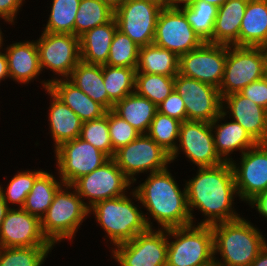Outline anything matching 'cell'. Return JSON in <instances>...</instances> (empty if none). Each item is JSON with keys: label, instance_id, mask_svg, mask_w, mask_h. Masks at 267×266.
<instances>
[{"label": "cell", "instance_id": "cell-29", "mask_svg": "<svg viewBox=\"0 0 267 266\" xmlns=\"http://www.w3.org/2000/svg\"><path fill=\"white\" fill-rule=\"evenodd\" d=\"M179 62L180 57L174 52L150 44L139 48L136 72L175 77Z\"/></svg>", "mask_w": 267, "mask_h": 266}, {"label": "cell", "instance_id": "cell-3", "mask_svg": "<svg viewBox=\"0 0 267 266\" xmlns=\"http://www.w3.org/2000/svg\"><path fill=\"white\" fill-rule=\"evenodd\" d=\"M211 228L215 266H251L267 244L261 229L244 217L217 223Z\"/></svg>", "mask_w": 267, "mask_h": 266}, {"label": "cell", "instance_id": "cell-55", "mask_svg": "<svg viewBox=\"0 0 267 266\" xmlns=\"http://www.w3.org/2000/svg\"><path fill=\"white\" fill-rule=\"evenodd\" d=\"M157 2L158 4L162 5L163 7L170 5V0H151Z\"/></svg>", "mask_w": 267, "mask_h": 266}, {"label": "cell", "instance_id": "cell-44", "mask_svg": "<svg viewBox=\"0 0 267 266\" xmlns=\"http://www.w3.org/2000/svg\"><path fill=\"white\" fill-rule=\"evenodd\" d=\"M241 95L249 98L267 110V78L263 77L260 80L252 82L245 86L240 92Z\"/></svg>", "mask_w": 267, "mask_h": 266}, {"label": "cell", "instance_id": "cell-22", "mask_svg": "<svg viewBox=\"0 0 267 266\" xmlns=\"http://www.w3.org/2000/svg\"><path fill=\"white\" fill-rule=\"evenodd\" d=\"M227 115L223 112L211 122L216 153L224 162L233 160L234 151H240L242 155L247 149L255 146L257 142L237 122H226ZM222 120L224 123H222ZM231 155V156H230Z\"/></svg>", "mask_w": 267, "mask_h": 266}, {"label": "cell", "instance_id": "cell-13", "mask_svg": "<svg viewBox=\"0 0 267 266\" xmlns=\"http://www.w3.org/2000/svg\"><path fill=\"white\" fill-rule=\"evenodd\" d=\"M203 43L179 7L169 5L161 9L153 44L180 57L199 48Z\"/></svg>", "mask_w": 267, "mask_h": 266}, {"label": "cell", "instance_id": "cell-33", "mask_svg": "<svg viewBox=\"0 0 267 266\" xmlns=\"http://www.w3.org/2000/svg\"><path fill=\"white\" fill-rule=\"evenodd\" d=\"M188 22L203 42L212 43V35L218 7L203 0L179 6Z\"/></svg>", "mask_w": 267, "mask_h": 266}, {"label": "cell", "instance_id": "cell-25", "mask_svg": "<svg viewBox=\"0 0 267 266\" xmlns=\"http://www.w3.org/2000/svg\"><path fill=\"white\" fill-rule=\"evenodd\" d=\"M248 0H227L218 8L212 44L239 46L240 25Z\"/></svg>", "mask_w": 267, "mask_h": 266}, {"label": "cell", "instance_id": "cell-27", "mask_svg": "<svg viewBox=\"0 0 267 266\" xmlns=\"http://www.w3.org/2000/svg\"><path fill=\"white\" fill-rule=\"evenodd\" d=\"M267 43V0H248L240 25L239 46Z\"/></svg>", "mask_w": 267, "mask_h": 266}, {"label": "cell", "instance_id": "cell-30", "mask_svg": "<svg viewBox=\"0 0 267 266\" xmlns=\"http://www.w3.org/2000/svg\"><path fill=\"white\" fill-rule=\"evenodd\" d=\"M67 79L108 111V94L104 85L103 65L80 61Z\"/></svg>", "mask_w": 267, "mask_h": 266}, {"label": "cell", "instance_id": "cell-11", "mask_svg": "<svg viewBox=\"0 0 267 266\" xmlns=\"http://www.w3.org/2000/svg\"><path fill=\"white\" fill-rule=\"evenodd\" d=\"M263 77V58L259 47L227 45L224 75L219 86L221 98L240 92Z\"/></svg>", "mask_w": 267, "mask_h": 266}, {"label": "cell", "instance_id": "cell-21", "mask_svg": "<svg viewBox=\"0 0 267 266\" xmlns=\"http://www.w3.org/2000/svg\"><path fill=\"white\" fill-rule=\"evenodd\" d=\"M24 41V42H23ZM5 46L9 76L18 84L33 82L42 74L39 51L35 40H23Z\"/></svg>", "mask_w": 267, "mask_h": 266}, {"label": "cell", "instance_id": "cell-28", "mask_svg": "<svg viewBox=\"0 0 267 266\" xmlns=\"http://www.w3.org/2000/svg\"><path fill=\"white\" fill-rule=\"evenodd\" d=\"M112 110L141 134H147L151 122L158 111L153 102L138 95L136 92L118 101Z\"/></svg>", "mask_w": 267, "mask_h": 266}, {"label": "cell", "instance_id": "cell-7", "mask_svg": "<svg viewBox=\"0 0 267 266\" xmlns=\"http://www.w3.org/2000/svg\"><path fill=\"white\" fill-rule=\"evenodd\" d=\"M35 41L42 71L50 70L54 75L49 80L40 81L43 89L46 90L49 89L50 82L67 79L81 61L80 38L74 34L42 32L39 39Z\"/></svg>", "mask_w": 267, "mask_h": 266}, {"label": "cell", "instance_id": "cell-16", "mask_svg": "<svg viewBox=\"0 0 267 266\" xmlns=\"http://www.w3.org/2000/svg\"><path fill=\"white\" fill-rule=\"evenodd\" d=\"M174 90L182 96L186 120L211 123L222 112L219 89L196 79L177 74Z\"/></svg>", "mask_w": 267, "mask_h": 266}, {"label": "cell", "instance_id": "cell-53", "mask_svg": "<svg viewBox=\"0 0 267 266\" xmlns=\"http://www.w3.org/2000/svg\"><path fill=\"white\" fill-rule=\"evenodd\" d=\"M0 19H3L4 20V22H6V24L8 23V24H12L8 19H6V18H3V17H0ZM1 26V25H0ZM2 28L0 27V50H3V46H4V42L5 41H3L4 40V38H3V32H2V30H1Z\"/></svg>", "mask_w": 267, "mask_h": 266}, {"label": "cell", "instance_id": "cell-45", "mask_svg": "<svg viewBox=\"0 0 267 266\" xmlns=\"http://www.w3.org/2000/svg\"><path fill=\"white\" fill-rule=\"evenodd\" d=\"M25 0H0V17L8 19L12 25H15L19 10Z\"/></svg>", "mask_w": 267, "mask_h": 266}, {"label": "cell", "instance_id": "cell-5", "mask_svg": "<svg viewBox=\"0 0 267 266\" xmlns=\"http://www.w3.org/2000/svg\"><path fill=\"white\" fill-rule=\"evenodd\" d=\"M87 217L89 208L76 189L72 185L63 184L55 193L46 214L41 218V230L54 247L63 240L73 242Z\"/></svg>", "mask_w": 267, "mask_h": 266}, {"label": "cell", "instance_id": "cell-49", "mask_svg": "<svg viewBox=\"0 0 267 266\" xmlns=\"http://www.w3.org/2000/svg\"><path fill=\"white\" fill-rule=\"evenodd\" d=\"M10 208L11 207L8 206V204L3 199L2 194L0 193V228H1V225H2L4 218L6 217V214Z\"/></svg>", "mask_w": 267, "mask_h": 266}, {"label": "cell", "instance_id": "cell-14", "mask_svg": "<svg viewBox=\"0 0 267 266\" xmlns=\"http://www.w3.org/2000/svg\"><path fill=\"white\" fill-rule=\"evenodd\" d=\"M178 142L170 155L171 163L180 157V152L197 168L214 167L224 162L216 153L211 123L190 120L181 122Z\"/></svg>", "mask_w": 267, "mask_h": 266}, {"label": "cell", "instance_id": "cell-12", "mask_svg": "<svg viewBox=\"0 0 267 266\" xmlns=\"http://www.w3.org/2000/svg\"><path fill=\"white\" fill-rule=\"evenodd\" d=\"M57 176L64 184L72 185L81 176L93 172L110 158L80 137L61 143L53 151Z\"/></svg>", "mask_w": 267, "mask_h": 266}, {"label": "cell", "instance_id": "cell-47", "mask_svg": "<svg viewBox=\"0 0 267 266\" xmlns=\"http://www.w3.org/2000/svg\"><path fill=\"white\" fill-rule=\"evenodd\" d=\"M2 51L3 50H0V82L8 78L10 79L6 53L5 51L4 52Z\"/></svg>", "mask_w": 267, "mask_h": 266}, {"label": "cell", "instance_id": "cell-17", "mask_svg": "<svg viewBox=\"0 0 267 266\" xmlns=\"http://www.w3.org/2000/svg\"><path fill=\"white\" fill-rule=\"evenodd\" d=\"M227 59V45L204 42L180 56L179 74L219 89Z\"/></svg>", "mask_w": 267, "mask_h": 266}, {"label": "cell", "instance_id": "cell-9", "mask_svg": "<svg viewBox=\"0 0 267 266\" xmlns=\"http://www.w3.org/2000/svg\"><path fill=\"white\" fill-rule=\"evenodd\" d=\"M111 248V258L119 266H166L167 229H148L134 239Z\"/></svg>", "mask_w": 267, "mask_h": 266}, {"label": "cell", "instance_id": "cell-8", "mask_svg": "<svg viewBox=\"0 0 267 266\" xmlns=\"http://www.w3.org/2000/svg\"><path fill=\"white\" fill-rule=\"evenodd\" d=\"M124 175L135 184L140 173L151 174L168 168L171 156L147 134L115 151L112 158ZM138 174V175H137Z\"/></svg>", "mask_w": 267, "mask_h": 266}, {"label": "cell", "instance_id": "cell-2", "mask_svg": "<svg viewBox=\"0 0 267 266\" xmlns=\"http://www.w3.org/2000/svg\"><path fill=\"white\" fill-rule=\"evenodd\" d=\"M168 168L147 175L143 183L133 185L139 197L149 229H170L192 224L186 186L180 189ZM150 216V217H149ZM152 218V219H151Z\"/></svg>", "mask_w": 267, "mask_h": 266}, {"label": "cell", "instance_id": "cell-51", "mask_svg": "<svg viewBox=\"0 0 267 266\" xmlns=\"http://www.w3.org/2000/svg\"><path fill=\"white\" fill-rule=\"evenodd\" d=\"M105 4H107L112 10H116L122 4H124L127 0H102Z\"/></svg>", "mask_w": 267, "mask_h": 266}, {"label": "cell", "instance_id": "cell-54", "mask_svg": "<svg viewBox=\"0 0 267 266\" xmlns=\"http://www.w3.org/2000/svg\"><path fill=\"white\" fill-rule=\"evenodd\" d=\"M207 3H210V4H213L215 5L216 7H220L222 6L227 0H203Z\"/></svg>", "mask_w": 267, "mask_h": 266}, {"label": "cell", "instance_id": "cell-40", "mask_svg": "<svg viewBox=\"0 0 267 266\" xmlns=\"http://www.w3.org/2000/svg\"><path fill=\"white\" fill-rule=\"evenodd\" d=\"M140 46L130 37L116 30L110 45L108 60L105 65L129 67L136 70Z\"/></svg>", "mask_w": 267, "mask_h": 266}, {"label": "cell", "instance_id": "cell-52", "mask_svg": "<svg viewBox=\"0 0 267 266\" xmlns=\"http://www.w3.org/2000/svg\"><path fill=\"white\" fill-rule=\"evenodd\" d=\"M193 0H170V5L171 6H176V7H179V6H182V5H186L190 2H192Z\"/></svg>", "mask_w": 267, "mask_h": 266}, {"label": "cell", "instance_id": "cell-35", "mask_svg": "<svg viewBox=\"0 0 267 266\" xmlns=\"http://www.w3.org/2000/svg\"><path fill=\"white\" fill-rule=\"evenodd\" d=\"M50 14L42 32L74 34L76 14L81 0H51Z\"/></svg>", "mask_w": 267, "mask_h": 266}, {"label": "cell", "instance_id": "cell-23", "mask_svg": "<svg viewBox=\"0 0 267 266\" xmlns=\"http://www.w3.org/2000/svg\"><path fill=\"white\" fill-rule=\"evenodd\" d=\"M50 96L48 124L54 149L61 143L80 137L82 121L79 116L58 99L49 89L44 90Z\"/></svg>", "mask_w": 267, "mask_h": 266}, {"label": "cell", "instance_id": "cell-43", "mask_svg": "<svg viewBox=\"0 0 267 266\" xmlns=\"http://www.w3.org/2000/svg\"><path fill=\"white\" fill-rule=\"evenodd\" d=\"M158 112L167 115L169 117L178 119L183 122L186 121V110L185 104L180 96L175 90L171 92L158 106Z\"/></svg>", "mask_w": 267, "mask_h": 266}, {"label": "cell", "instance_id": "cell-41", "mask_svg": "<svg viewBox=\"0 0 267 266\" xmlns=\"http://www.w3.org/2000/svg\"><path fill=\"white\" fill-rule=\"evenodd\" d=\"M80 138L112 158V143L108 127V111L100 118L82 123Z\"/></svg>", "mask_w": 267, "mask_h": 266}, {"label": "cell", "instance_id": "cell-15", "mask_svg": "<svg viewBox=\"0 0 267 266\" xmlns=\"http://www.w3.org/2000/svg\"><path fill=\"white\" fill-rule=\"evenodd\" d=\"M162 5L151 0H127L114 11L118 30L140 47L153 44Z\"/></svg>", "mask_w": 267, "mask_h": 266}, {"label": "cell", "instance_id": "cell-46", "mask_svg": "<svg viewBox=\"0 0 267 266\" xmlns=\"http://www.w3.org/2000/svg\"><path fill=\"white\" fill-rule=\"evenodd\" d=\"M250 208L255 210L265 219L267 218V189L256 195L248 203ZM267 220V219H266Z\"/></svg>", "mask_w": 267, "mask_h": 266}, {"label": "cell", "instance_id": "cell-42", "mask_svg": "<svg viewBox=\"0 0 267 266\" xmlns=\"http://www.w3.org/2000/svg\"><path fill=\"white\" fill-rule=\"evenodd\" d=\"M108 127L112 143V158L116 150L126 146L141 134L113 110H108Z\"/></svg>", "mask_w": 267, "mask_h": 266}, {"label": "cell", "instance_id": "cell-6", "mask_svg": "<svg viewBox=\"0 0 267 266\" xmlns=\"http://www.w3.org/2000/svg\"><path fill=\"white\" fill-rule=\"evenodd\" d=\"M167 241L166 266H215L211 226L190 224L167 229Z\"/></svg>", "mask_w": 267, "mask_h": 266}, {"label": "cell", "instance_id": "cell-39", "mask_svg": "<svg viewBox=\"0 0 267 266\" xmlns=\"http://www.w3.org/2000/svg\"><path fill=\"white\" fill-rule=\"evenodd\" d=\"M53 249V247H1L0 266H43Z\"/></svg>", "mask_w": 267, "mask_h": 266}, {"label": "cell", "instance_id": "cell-37", "mask_svg": "<svg viewBox=\"0 0 267 266\" xmlns=\"http://www.w3.org/2000/svg\"><path fill=\"white\" fill-rule=\"evenodd\" d=\"M43 171V169L20 170L9 180L6 187L0 184V193L9 207L11 205L15 206V208L16 206L17 208L24 206L26 197L30 193L34 181Z\"/></svg>", "mask_w": 267, "mask_h": 266}, {"label": "cell", "instance_id": "cell-26", "mask_svg": "<svg viewBox=\"0 0 267 266\" xmlns=\"http://www.w3.org/2000/svg\"><path fill=\"white\" fill-rule=\"evenodd\" d=\"M118 29L115 17L109 22L86 31L80 38L81 61L87 64L105 65L110 45Z\"/></svg>", "mask_w": 267, "mask_h": 266}, {"label": "cell", "instance_id": "cell-1", "mask_svg": "<svg viewBox=\"0 0 267 266\" xmlns=\"http://www.w3.org/2000/svg\"><path fill=\"white\" fill-rule=\"evenodd\" d=\"M192 224L212 226L241 218L234 207L237 190L230 162L214 167L197 168L194 177L185 181ZM194 209L205 217L195 222Z\"/></svg>", "mask_w": 267, "mask_h": 266}, {"label": "cell", "instance_id": "cell-20", "mask_svg": "<svg viewBox=\"0 0 267 266\" xmlns=\"http://www.w3.org/2000/svg\"><path fill=\"white\" fill-rule=\"evenodd\" d=\"M222 112L239 123L257 143H267L265 108L237 92L222 98Z\"/></svg>", "mask_w": 267, "mask_h": 266}, {"label": "cell", "instance_id": "cell-31", "mask_svg": "<svg viewBox=\"0 0 267 266\" xmlns=\"http://www.w3.org/2000/svg\"><path fill=\"white\" fill-rule=\"evenodd\" d=\"M55 176L52 172L43 171L34 181L33 187L22 207L40 220L50 207L55 193L64 184L60 178L56 179Z\"/></svg>", "mask_w": 267, "mask_h": 266}, {"label": "cell", "instance_id": "cell-34", "mask_svg": "<svg viewBox=\"0 0 267 266\" xmlns=\"http://www.w3.org/2000/svg\"><path fill=\"white\" fill-rule=\"evenodd\" d=\"M112 10L102 0H81L75 18L74 35L80 37L86 31L109 22Z\"/></svg>", "mask_w": 267, "mask_h": 266}, {"label": "cell", "instance_id": "cell-38", "mask_svg": "<svg viewBox=\"0 0 267 266\" xmlns=\"http://www.w3.org/2000/svg\"><path fill=\"white\" fill-rule=\"evenodd\" d=\"M181 121L156 112L147 135L170 155L178 143Z\"/></svg>", "mask_w": 267, "mask_h": 266}, {"label": "cell", "instance_id": "cell-50", "mask_svg": "<svg viewBox=\"0 0 267 266\" xmlns=\"http://www.w3.org/2000/svg\"><path fill=\"white\" fill-rule=\"evenodd\" d=\"M263 58L264 77L267 78V43L259 46Z\"/></svg>", "mask_w": 267, "mask_h": 266}, {"label": "cell", "instance_id": "cell-4", "mask_svg": "<svg viewBox=\"0 0 267 266\" xmlns=\"http://www.w3.org/2000/svg\"><path fill=\"white\" fill-rule=\"evenodd\" d=\"M131 190L123 196L97 202L89 209V215L94 214L96 222L107 234L104 235L109 239L107 243L110 242L113 247L130 241L149 229L144 211L140 208L142 206L139 205V197L132 188Z\"/></svg>", "mask_w": 267, "mask_h": 266}, {"label": "cell", "instance_id": "cell-36", "mask_svg": "<svg viewBox=\"0 0 267 266\" xmlns=\"http://www.w3.org/2000/svg\"><path fill=\"white\" fill-rule=\"evenodd\" d=\"M174 78L136 72L135 92L158 106L174 90Z\"/></svg>", "mask_w": 267, "mask_h": 266}, {"label": "cell", "instance_id": "cell-19", "mask_svg": "<svg viewBox=\"0 0 267 266\" xmlns=\"http://www.w3.org/2000/svg\"><path fill=\"white\" fill-rule=\"evenodd\" d=\"M1 247H54L44 237L41 220L23 208H10L0 228Z\"/></svg>", "mask_w": 267, "mask_h": 266}, {"label": "cell", "instance_id": "cell-32", "mask_svg": "<svg viewBox=\"0 0 267 266\" xmlns=\"http://www.w3.org/2000/svg\"><path fill=\"white\" fill-rule=\"evenodd\" d=\"M104 85L108 94V110L135 92L136 70L129 67L103 65Z\"/></svg>", "mask_w": 267, "mask_h": 266}, {"label": "cell", "instance_id": "cell-24", "mask_svg": "<svg viewBox=\"0 0 267 266\" xmlns=\"http://www.w3.org/2000/svg\"><path fill=\"white\" fill-rule=\"evenodd\" d=\"M49 90L72 109L82 122L100 118L107 112L101 104L91 99L68 79L50 82Z\"/></svg>", "mask_w": 267, "mask_h": 266}, {"label": "cell", "instance_id": "cell-18", "mask_svg": "<svg viewBox=\"0 0 267 266\" xmlns=\"http://www.w3.org/2000/svg\"><path fill=\"white\" fill-rule=\"evenodd\" d=\"M238 159L240 161L233 159L230 163L239 200L247 204L267 189V143H257Z\"/></svg>", "mask_w": 267, "mask_h": 266}, {"label": "cell", "instance_id": "cell-48", "mask_svg": "<svg viewBox=\"0 0 267 266\" xmlns=\"http://www.w3.org/2000/svg\"><path fill=\"white\" fill-rule=\"evenodd\" d=\"M251 266H267V244L259 252L256 259L252 262Z\"/></svg>", "mask_w": 267, "mask_h": 266}, {"label": "cell", "instance_id": "cell-10", "mask_svg": "<svg viewBox=\"0 0 267 266\" xmlns=\"http://www.w3.org/2000/svg\"><path fill=\"white\" fill-rule=\"evenodd\" d=\"M132 185L112 158L72 184L89 209L97 202L127 194Z\"/></svg>", "mask_w": 267, "mask_h": 266}]
</instances>
